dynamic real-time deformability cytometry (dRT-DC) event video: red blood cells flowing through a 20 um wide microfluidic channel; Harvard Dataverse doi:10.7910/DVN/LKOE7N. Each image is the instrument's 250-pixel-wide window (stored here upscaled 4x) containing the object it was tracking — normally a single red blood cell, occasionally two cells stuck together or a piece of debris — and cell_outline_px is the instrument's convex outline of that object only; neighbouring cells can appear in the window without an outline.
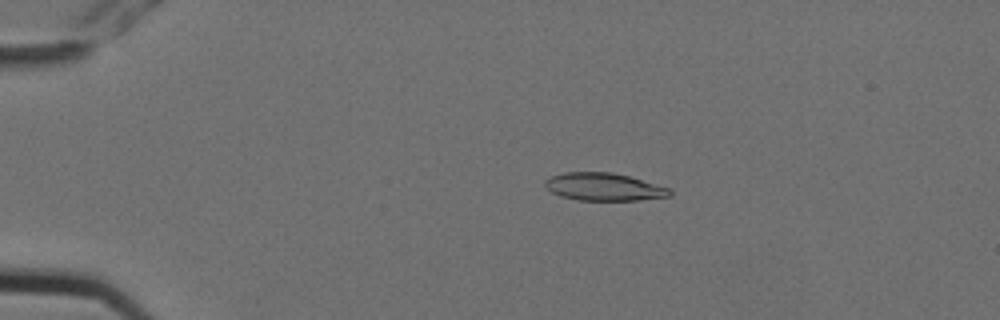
{"species": "Egyptian fruit bat (a non-hibernating species)", "species_latin": "Rousettus aegyptiacus", "temperature_condition": "cold", "stored_images_in_passage": 10, "camera_frame_rate_fps": 3000, "um_per_image_px": 0.085, "animal": {"sex": "female"}, "frame": {"image": 1, "passage_image": 2, "time_ms": 0.333, "image_size_px": [1000, 320], "cell_outline_px": [[672, 196], [640, 200], [580, 200], [560, 196], [552, 192], [544, 184], [544, 180], [552, 176], [564, 172], [612, 172], [628, 176], [672, 188]], "centroid_in_image_um": [51.37, 15.88], "position_along_channel_um": 33.6, "area_um2": 20.17}}
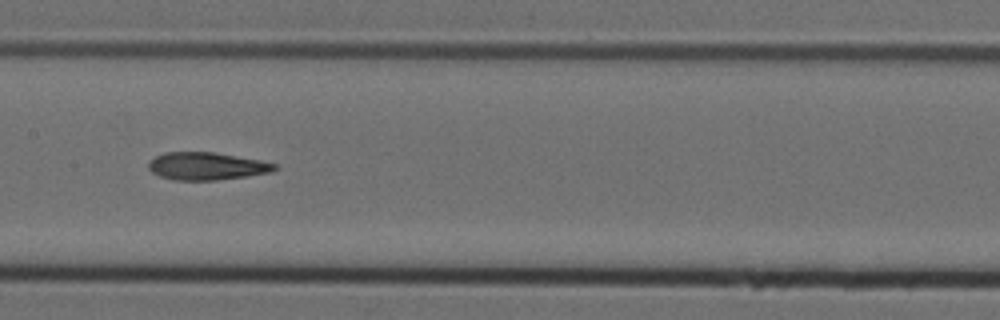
{"frame": {"image": 2, "passage_image": 7, "time_ms": 2.0, "image_size_px": [1000, 320], "cell_outline_px": [[276, 168], [272, 172], [216, 180], [172, 180], [160, 176], [152, 172], [148, 168], [148, 160], [164, 152], [216, 152], [260, 160], [276, 164]], "centroid_in_image_um": [17.52, 14.11], "position_along_channel_um": 189.9, "area_um2": 20.29}}
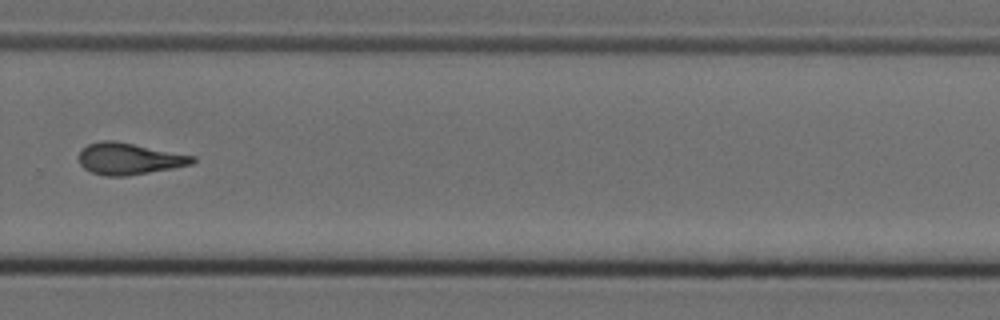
{"frame": {"image": 3, "passage_image": 10, "time_ms": 3.0, "image_size_px": [1000, 320], "cell_outline_px": [[196, 160], [192, 164], [172, 168], [124, 176], [104, 176], [92, 172], [84, 168], [80, 164], [80, 152], [88, 144], [100, 140], [116, 140], [196, 156]], "centroid_in_image_um": [10.99, 13.48], "position_along_channel_um": 318.8, "area_um2": 20.87}}